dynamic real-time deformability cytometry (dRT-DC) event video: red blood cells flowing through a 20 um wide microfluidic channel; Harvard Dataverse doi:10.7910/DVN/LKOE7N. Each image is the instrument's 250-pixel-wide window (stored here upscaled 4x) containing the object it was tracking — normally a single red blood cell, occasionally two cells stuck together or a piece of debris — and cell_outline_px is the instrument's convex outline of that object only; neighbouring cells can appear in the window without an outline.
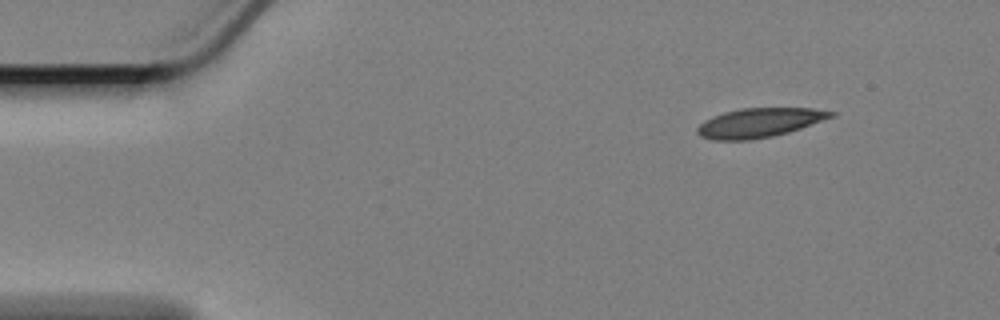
{"species": "Egyptian fruit bat (a non-hibernating species)", "species_latin": "Rousettus aegyptiacus", "temperature_condition": "cold", "stored_images_in_passage": 41, "camera_frame_rate_fps": 3000, "um_per_image_px": 0.085, "animal": {"sex": "female"}, "frame": {"image": 1, "passage_image": 1, "time_ms": 0.0, "image_size_px": [1000, 320], "cell_outline_px": [[836, 116], [788, 132], [772, 136], [748, 140], [712, 140], [700, 136], [696, 132], [696, 128], [704, 120], [712, 116], [724, 112], [740, 108], [812, 108], [836, 112]], "centroid_in_image_um": [64.52, 10.43], "position_along_channel_um": 20.5, "area_um2": 22.83}}
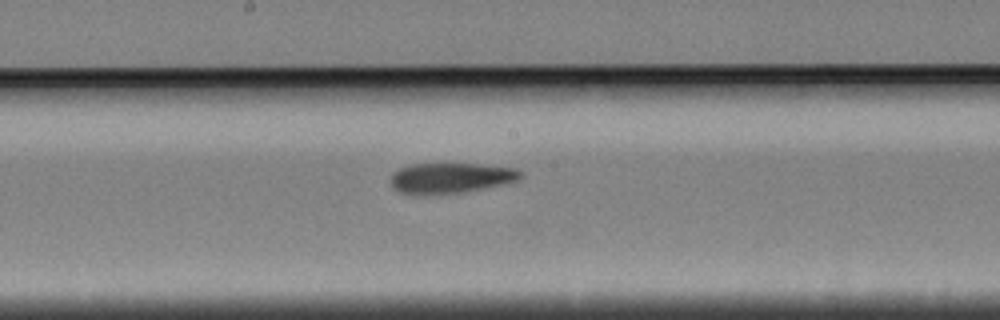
{"frame": {"image": 2, "passage_image": 25, "time_ms": 8.0, "image_size_px": [1000, 320], "cell_outline_px": [[524, 176], [520, 180], [480, 188], [456, 192], [400, 192], [392, 184], [392, 172], [396, 168], [412, 164], [476, 164], [516, 168], [524, 172]], "centroid_in_image_um": [38.37, 15.07], "position_along_channel_um": 209.8, "area_um2": 22.08}}
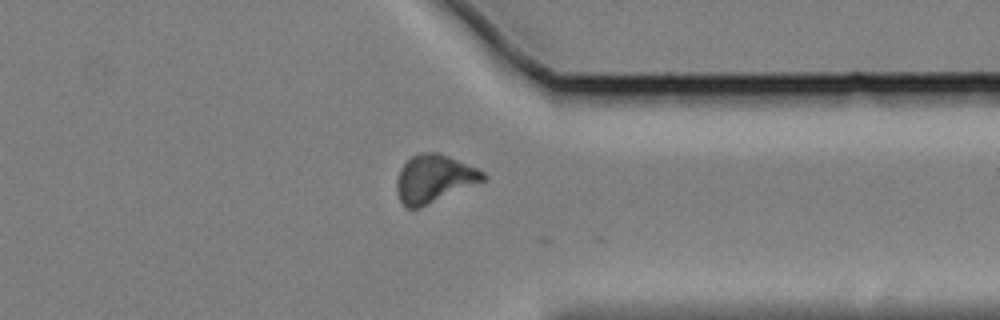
{"frame": {"image": 3, "passage_image": 40, "time_ms": 13.0, "image_size_px": [1000, 320], "cell_outline_px": [[488, 180], [420, 208], [404, 208], [400, 200], [396, 188], [396, 180], [400, 168], [412, 156], [420, 152], [440, 152], [476, 168], [484, 172], [488, 176]], "centroid_in_image_um": [36.92, 15.2], "position_along_channel_um": 374.5, "area_um2": 24.45}, "authors_computed_cell_mechanics": {"area_um2": 23.3512, "velocity_mm_per_s": 3.3549, "shape_relaxation_time_tau1_ms": 6.3739, "shape_relaxation_time_tau2_ms": 4.1786, "deformation_change_tau1": 0.15, "deformation_change_tau2": 0.1193}}